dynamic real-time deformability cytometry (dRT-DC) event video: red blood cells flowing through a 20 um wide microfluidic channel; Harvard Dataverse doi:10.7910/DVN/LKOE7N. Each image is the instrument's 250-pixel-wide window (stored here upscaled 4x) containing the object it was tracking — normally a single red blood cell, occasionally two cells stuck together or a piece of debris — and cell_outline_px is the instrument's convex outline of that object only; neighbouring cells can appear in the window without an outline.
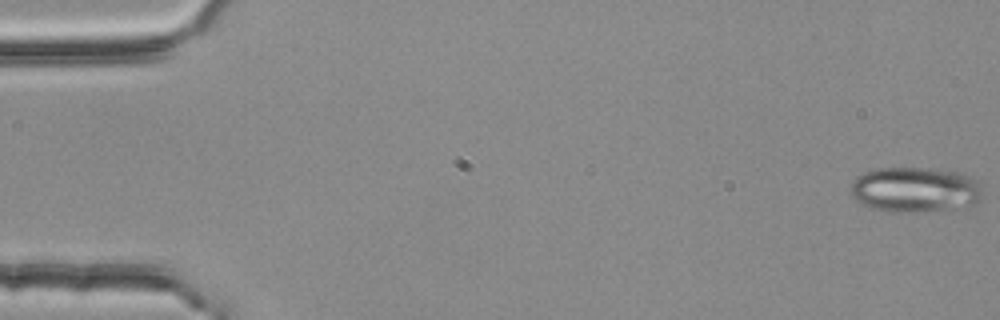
{"species": "common noctule bat (a hibernating species)", "species_latin": "Nyctalus noctula", "temperature_condition": "room temperature", "stored_images_in_passage": 6, "camera_frame_rate_fps": 3000, "um_per_image_px": 0.085, "animal": {"sex": "female", "body_mass_g": 25.1}, "frame": {"image": 1, "passage_image": 1, "time_ms": 0.0, "image_size_px": [1000, 320], "cell_outline_px": [[984, 196], [976, 204], [968, 208], [912, 212], [892, 212], [872, 208], [860, 204], [852, 196], [852, 184], [856, 176], [864, 172], [876, 168], [932, 168], [964, 172], [976, 180], [984, 188]], "centroid_in_image_um": [77.88, 16.12], "position_along_channel_um": 7.1, "area_um2": 35.66}}